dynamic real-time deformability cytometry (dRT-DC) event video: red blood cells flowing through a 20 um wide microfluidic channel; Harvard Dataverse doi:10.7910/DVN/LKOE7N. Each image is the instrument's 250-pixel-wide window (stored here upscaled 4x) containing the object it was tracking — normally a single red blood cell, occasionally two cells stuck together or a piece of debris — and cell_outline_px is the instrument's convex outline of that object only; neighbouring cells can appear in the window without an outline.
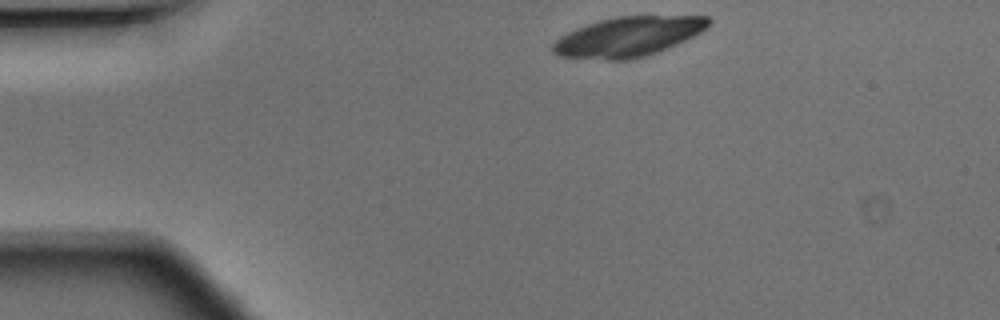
{"species": "Egyptian fruit bat (a non-hibernating species)", "species_latin": "Rousettus aegyptiacus", "temperature_condition": "warm", "stored_images_in_passage": 40, "camera_frame_rate_fps": 3000, "um_per_image_px": 0.085, "animal": {"sex": "male"}, "frame": {"image": 1, "passage_image": 1, "time_ms": 0.0, "image_size_px": [1000, 320], "cell_outline_px": [[712, 20], [700, 32], [676, 44], [656, 52], [644, 56], [628, 60], [608, 60], [556, 56], [552, 52], [552, 44], [560, 36], [576, 28], [600, 20], [616, 16], [708, 16]], "centroid_in_image_um": [53.34, 3.12], "position_along_channel_um": 31.7, "area_um2": 35.78}}
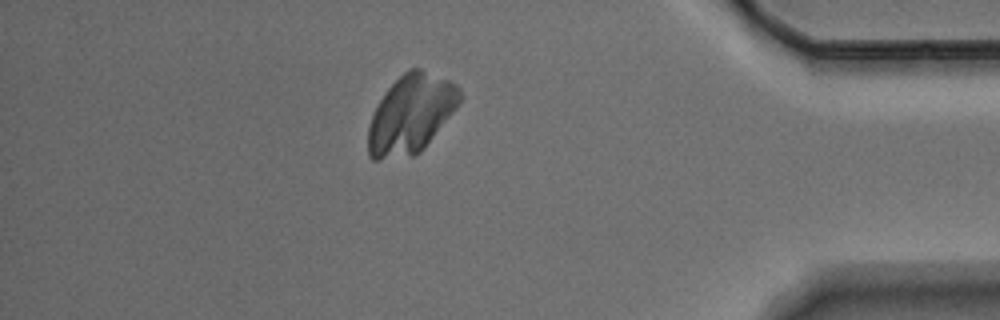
{"frame": {"image": 2, "passage_image": 34, "time_ms": 11.0, "image_size_px": [1000, 320], "cell_outline_px": [[460, 100], [456, 108], [420, 152], [416, 156], [376, 160], [372, 160], [368, 156], [368, 128], [372, 116], [380, 100], [388, 88], [408, 68], [420, 68], [452, 80], [460, 88]], "centroid_in_image_um": [34.92, 9.7], "position_along_channel_um": 400.3, "area_um2": 41.79}}